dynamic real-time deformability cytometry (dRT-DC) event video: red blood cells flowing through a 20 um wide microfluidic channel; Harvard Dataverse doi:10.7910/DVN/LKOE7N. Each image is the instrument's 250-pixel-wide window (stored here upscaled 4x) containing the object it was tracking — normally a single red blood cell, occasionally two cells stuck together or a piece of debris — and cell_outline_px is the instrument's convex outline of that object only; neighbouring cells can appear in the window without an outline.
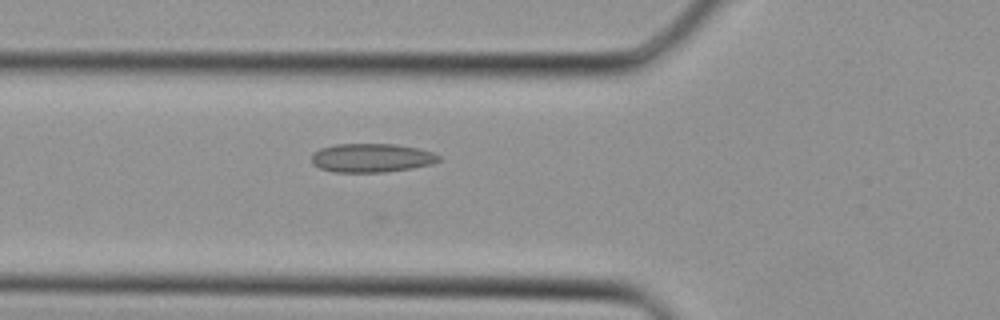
{"species": "Egyptian fruit bat (a non-hibernating species)", "species_latin": "Rousettus aegyptiacus", "temperature_condition": "cold", "stored_images_in_passage": 20, "camera_frame_rate_fps": 3000, "um_per_image_px": 0.085, "animal": {"sex": "female"}, "frame": {"image": 1, "passage_image": 6, "time_ms": 1.667, "image_size_px": [1000, 320], "cell_outline_px": [[440, 160], [432, 164], [412, 168], [384, 172], [336, 172], [320, 168], [312, 164], [312, 152], [320, 148], [336, 144], [396, 144], [416, 148], [432, 152], [440, 156]], "centroid_in_image_um": [31.56, 13.42], "position_along_channel_um": 94.2, "area_um2": 21.33}}
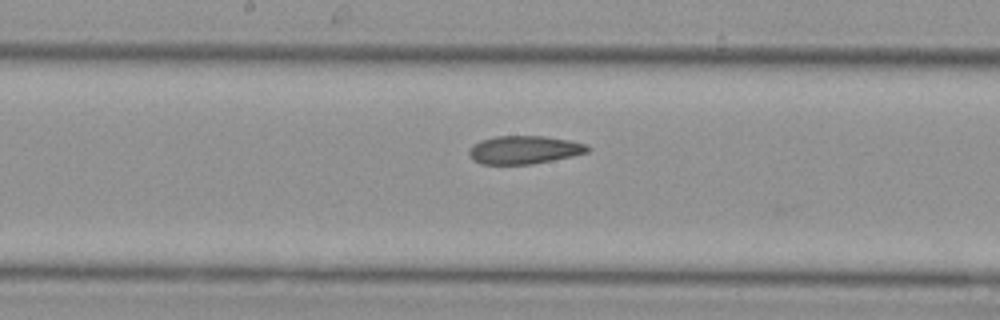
{"frame": {"image": 2, "passage_image": 12, "time_ms": 3.667, "image_size_px": [1000, 320], "cell_outline_px": [[592, 148], [588, 152], [572, 156], [532, 164], [480, 164], [472, 160], [468, 152], [480, 140], [496, 136], [544, 136], [568, 140], [588, 144]], "centroid_in_image_um": [44.59, 12.74], "position_along_channel_um": 203.6, "area_um2": 19.42}}
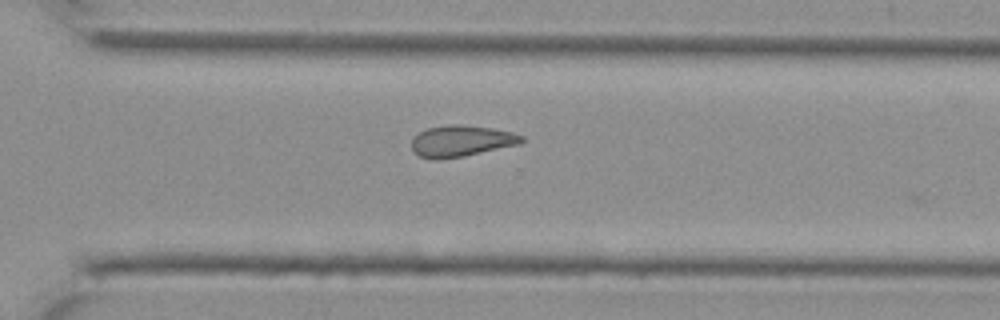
{"frame": {"image": 3, "passage_image": 19, "time_ms": 6.0, "image_size_px": [1000, 320], "cell_outline_px": [[524, 140], [520, 144], [464, 156], [436, 160], [432, 160], [420, 156], [412, 148], [412, 140], [420, 132], [428, 128], [448, 124], [460, 124], [492, 128], [512, 132], [524, 136]], "centroid_in_image_um": [39.23, 11.98], "position_along_channel_um": 331.4, "area_um2": 20.0}}